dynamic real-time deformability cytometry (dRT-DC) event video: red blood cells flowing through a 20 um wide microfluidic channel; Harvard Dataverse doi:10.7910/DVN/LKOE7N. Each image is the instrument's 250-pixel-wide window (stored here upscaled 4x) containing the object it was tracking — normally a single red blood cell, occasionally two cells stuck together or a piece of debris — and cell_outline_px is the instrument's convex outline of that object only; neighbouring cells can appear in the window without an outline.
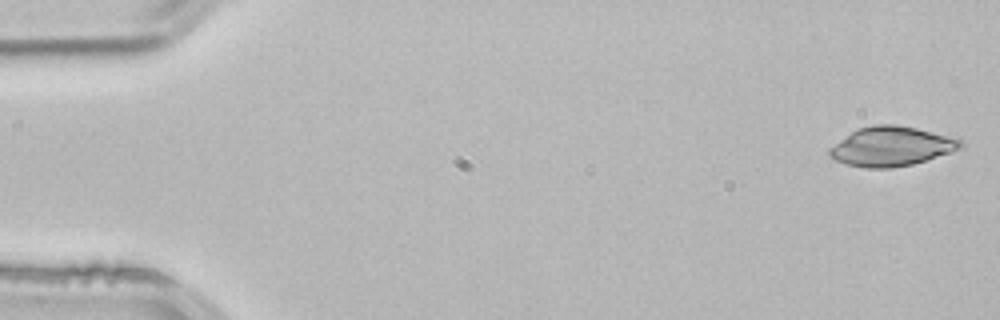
{"species": "common noctule bat (a hibernating species)", "species_latin": "Nyctalus noctula", "temperature_condition": "room temperature", "stored_images_in_passage": 5, "segment_of_instrument_passage": [1, 2], "camera_frame_rate_fps": 3000, "um_per_image_px": 0.085, "animal": {"sex": "male", "body_mass_g": 21.5, "forearm_length_mm": 52.0}, "frame": {"image": 1, "passage_image": 1, "time_ms": 0.0, "image_size_px": [1000, 320], "cell_outline_px": [[964, 144], [960, 148], [952, 152], [912, 164], [892, 168], [864, 168], [844, 164], [828, 156], [828, 148], [852, 132], [860, 128], [872, 124], [896, 124], [916, 128], [960, 140]], "centroid_in_image_um": [75.71, 12.46], "position_along_channel_um": 9.3, "area_um2": 29.88}}